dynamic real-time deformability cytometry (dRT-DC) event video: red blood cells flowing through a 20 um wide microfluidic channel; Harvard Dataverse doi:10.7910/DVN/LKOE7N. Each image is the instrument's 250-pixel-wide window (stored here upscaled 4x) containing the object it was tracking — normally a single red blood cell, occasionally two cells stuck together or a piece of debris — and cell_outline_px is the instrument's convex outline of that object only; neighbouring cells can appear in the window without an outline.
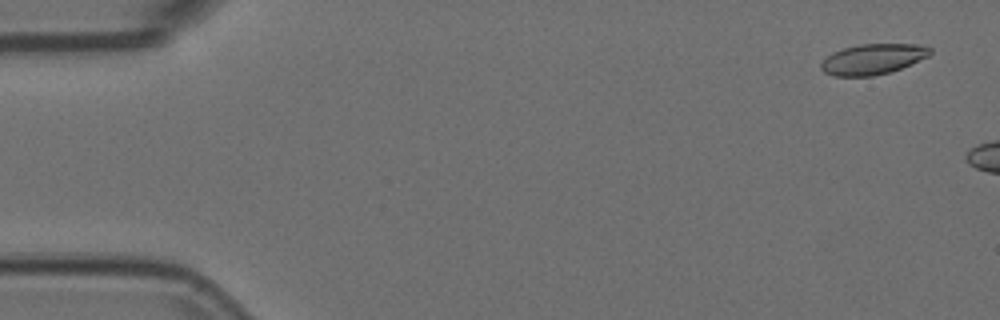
{"species": "Egyptian fruit bat (a non-hibernating species)", "species_latin": "Rousettus aegyptiacus", "temperature_condition": "room temperature", "stored_images_in_passage": 15, "camera_frame_rate_fps": 3000, "um_per_image_px": 0.085, "animal": {"sex": "female"}, "frame": {"image": 1, "passage_image": 3, "time_ms": 0.667, "image_size_px": [1000, 320], "cell_outline_px": [[932, 52], [928, 56], [900, 68], [888, 72], [872, 76], [832, 76], [824, 72], [820, 68], [820, 64], [832, 52], [844, 48], [860, 44], [924, 44], [932, 48]], "centroid_in_image_um": [74.19, 5.02], "position_along_channel_um": 10.8, "area_um2": 19.31}}